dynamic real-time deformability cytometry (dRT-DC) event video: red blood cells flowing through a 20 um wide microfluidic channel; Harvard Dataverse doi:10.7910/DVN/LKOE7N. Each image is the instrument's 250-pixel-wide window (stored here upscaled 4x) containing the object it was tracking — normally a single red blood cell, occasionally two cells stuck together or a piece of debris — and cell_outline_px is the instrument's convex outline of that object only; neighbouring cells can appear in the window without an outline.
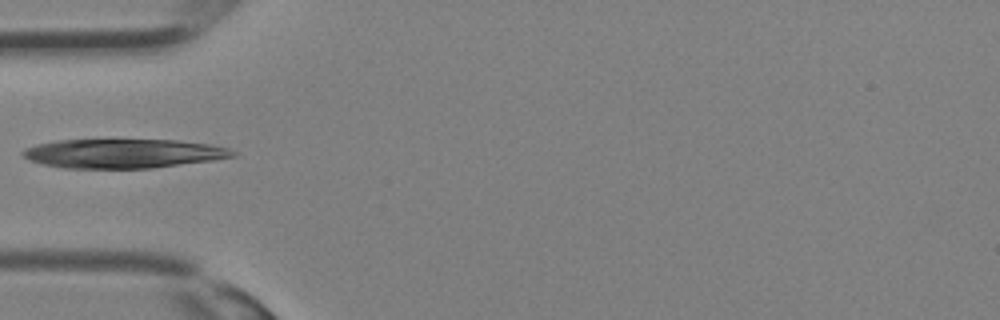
{"species": "Egyptian fruit bat (a non-hibernating species)", "species_latin": "Rousettus aegyptiacus", "temperature_condition": "room temperature", "stored_images_in_passage": 28, "camera_frame_rate_fps": 3000, "um_per_image_px": 0.085, "animal": {"sex": "female"}, "frame": {"image": 1, "passage_image": 6, "time_ms": 1.667, "image_size_px": [1000, 320], "cell_outline_px": [[236, 156], [212, 160], [152, 168], [64, 168], [44, 164], [28, 160], [20, 152], [24, 148], [36, 144], [56, 140], [176, 140], [208, 144], [228, 148], [236, 152]], "centroid_in_image_um": [10.44, 13.04], "position_along_channel_um": 74.6, "area_um2": 35.55}}
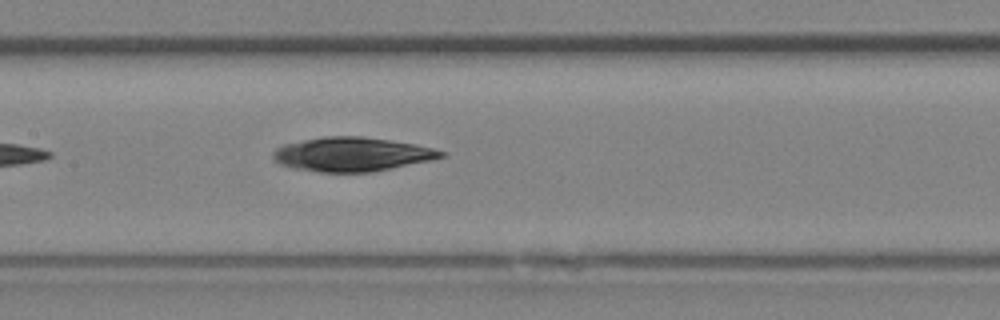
{"frame": {"image": 2, "passage_image": 11, "time_ms": 3.333, "image_size_px": [1000, 320], "cell_outline_px": [[448, 152], [444, 156], [432, 160], [392, 168], [368, 172], [320, 172], [292, 168], [280, 164], [272, 156], [272, 152], [276, 148], [284, 144], [324, 136], [360, 136], [416, 144]], "centroid_in_image_um": [29.92, 13.11], "position_along_channel_um": 177.5, "area_um2": 33.23}}
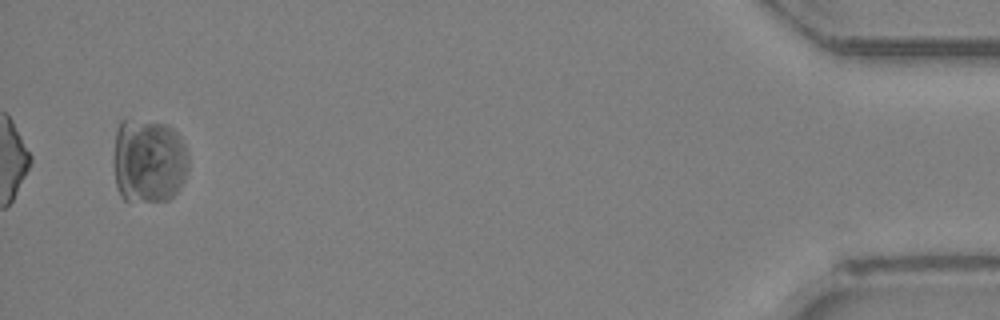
{"frame": {"image": 3, "passage_image": 27, "time_ms": 8.667, "image_size_px": [1000, 320], "cell_outline_px": [[188, 168], [184, 180], [180, 188], [168, 200], [124, 200], [120, 196], [116, 184], [112, 164], [112, 156], [116, 128], [120, 120], [124, 120], [168, 124], [180, 136], [188, 152]], "centroid_in_image_um": [12.61, 13.67], "position_along_channel_um": 422.6, "area_um2": 37.45}}